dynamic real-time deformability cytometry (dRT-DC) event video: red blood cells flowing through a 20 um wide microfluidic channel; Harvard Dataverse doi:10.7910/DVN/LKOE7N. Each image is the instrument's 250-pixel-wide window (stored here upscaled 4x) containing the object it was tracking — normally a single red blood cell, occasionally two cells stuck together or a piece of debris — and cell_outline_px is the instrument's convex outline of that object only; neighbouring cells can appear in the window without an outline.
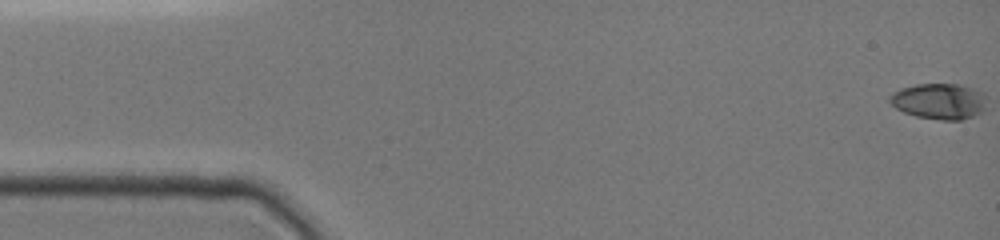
{"species": "common noctule bat (a hibernating species)", "species_latin": "Nyctalus noctula", "temperature_condition": "cold", "stored_images_in_passage": 49, "camera_frame_rate_fps": 3000, "um_per_image_px": 0.085, "animal": {"sex": "female", "body_mass_g": 19.0, "forearm_length_mm": 51.5}, "frame": {"image": 1, "passage_image": 1, "time_ms": 0.0, "image_size_px": [1000, 240], "cell_outline_px": [[980, 112], [972, 116], [960, 120], [944, 120], [916, 116], [904, 112], [896, 108], [888, 100], [896, 92], [904, 88], [920, 84], [956, 84], [968, 88], [976, 92], [980, 104]], "centroid_in_image_um": [79.69, 8.63], "position_along_channel_um": 5.3, "area_um2": 18.79}}
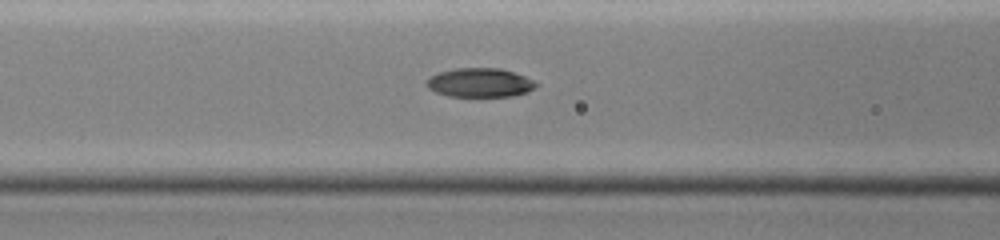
{"frame": {"image": 2, "passage_image": 20, "time_ms": 6.333, "image_size_px": [1000, 240], "cell_outline_px": [[536, 84], [528, 92], [512, 96], [448, 96], [436, 92], [428, 88], [428, 80], [432, 76], [440, 72], [456, 68], [500, 68], [524, 76], [532, 80]], "centroid_in_image_um": [40.78, 7.03], "position_along_channel_um": 125.8, "area_um2": 18.09}}
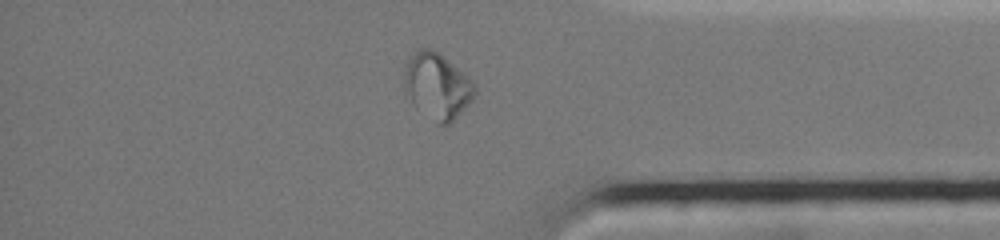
{"frame": {"image": 3, "passage_image": 41, "time_ms": 13.333, "image_size_px": [1000, 240], "cell_outline_px": [[476, 92], [472, 100], [452, 124], [436, 124], [404, 92], [404, 72], [412, 56], [420, 48], [428, 48], [436, 52], [468, 76], [476, 84]], "centroid_in_image_um": [37.21, 7.35], "position_along_channel_um": 398.0, "area_um2": 26.47}, "authors_computed_cell_mechanics": {"area_um2": 18.6694, "velocity_mm_per_s": 3.962, "shape_relaxation_time_tau1_ms": null, "shape_relaxation_time_tau2_ms": 2.9937, "deformation_change_tau1": null, "deformation_change_tau2": 0.0442}}